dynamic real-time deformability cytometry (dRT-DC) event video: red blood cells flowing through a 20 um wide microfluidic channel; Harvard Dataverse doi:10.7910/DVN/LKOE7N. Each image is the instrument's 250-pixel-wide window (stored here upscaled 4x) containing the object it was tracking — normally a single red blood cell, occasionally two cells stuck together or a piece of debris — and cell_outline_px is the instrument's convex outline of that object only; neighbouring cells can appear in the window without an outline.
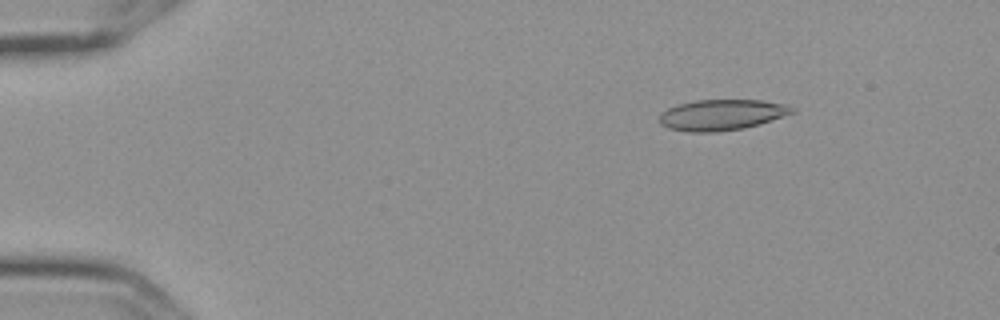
{"species": "Egyptian fruit bat (a non-hibernating species)", "species_latin": "Rousettus aegyptiacus", "temperature_condition": "cold", "stored_images_in_passage": 9, "camera_frame_rate_fps": 3000, "um_per_image_px": 0.085, "frame": {"image": 1, "passage_image": 1, "time_ms": 0.0, "image_size_px": [1000, 320], "cell_outline_px": [[796, 112], [760, 124], [744, 128], [716, 132], [688, 132], [668, 128], [660, 124], [660, 112], [676, 104], [696, 100], [760, 100], [788, 104], [796, 108]], "centroid_in_image_um": [61.36, 9.76], "position_along_channel_um": 23.6, "area_um2": 24.1}}
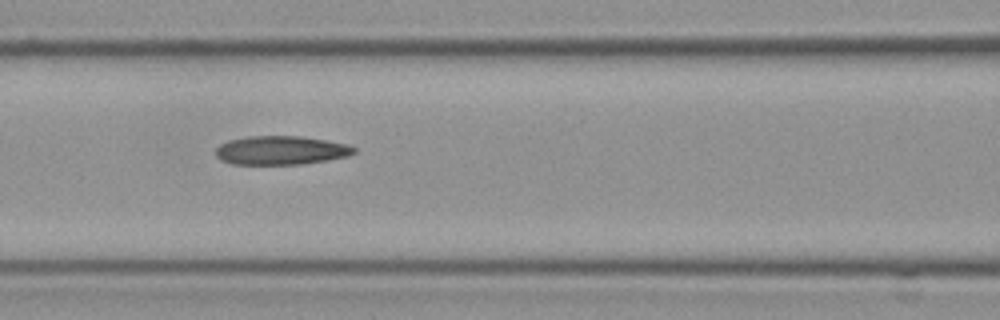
{"frame": {"image": 2, "passage_image": 6, "time_ms": 1.667, "image_size_px": [1000, 320], "cell_outline_px": [[356, 152], [348, 156], [300, 164], [232, 164], [220, 160], [216, 156], [216, 148], [220, 144], [228, 140], [248, 136], [300, 136], [348, 144], [356, 148]], "centroid_in_image_um": [23.85, 12.77], "position_along_channel_um": 142.8, "area_um2": 23.12}}
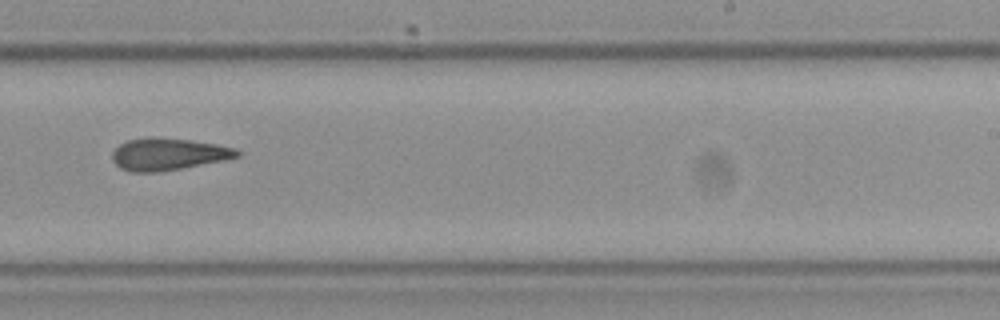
{"frame": {"image": 3, "passage_image": 9, "time_ms": 2.667, "image_size_px": [1000, 320], "cell_outline_px": [[240, 156], [224, 160], [180, 168], [156, 172], [132, 172], [120, 168], [112, 160], [112, 152], [120, 144], [128, 140], [152, 136], [188, 140], [216, 144], [236, 148], [240, 152]], "centroid_in_image_um": [14.28, 13.1], "position_along_channel_um": 274.7, "area_um2": 23.18}}